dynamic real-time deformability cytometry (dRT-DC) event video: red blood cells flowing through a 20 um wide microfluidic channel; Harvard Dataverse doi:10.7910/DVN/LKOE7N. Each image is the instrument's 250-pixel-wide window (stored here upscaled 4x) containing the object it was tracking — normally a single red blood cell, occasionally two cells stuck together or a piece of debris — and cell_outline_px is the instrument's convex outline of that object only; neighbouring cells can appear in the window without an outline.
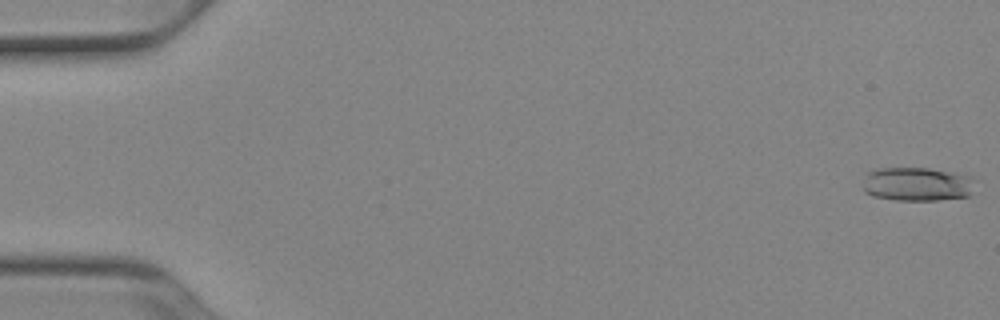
{"species": "Egyptian fruit bat (a non-hibernating species)", "species_latin": "Rousettus aegyptiacus", "temperature_condition": "cold", "stored_images_in_passage": 40, "camera_frame_rate_fps": 3000, "um_per_image_px": 0.085, "animal": {"sex": "female"}, "frame": {"image": 1, "passage_image": 1, "time_ms": 0.0, "image_size_px": [1000, 320], "cell_outline_px": [[976, 180], [968, 196], [940, 200], [896, 200], [872, 196], [864, 192], [864, 188], [868, 172], [876, 168], [928, 168], [972, 176]], "centroid_in_image_um": [77.97, 15.65], "position_along_channel_um": 7.0, "area_um2": 22.08}}
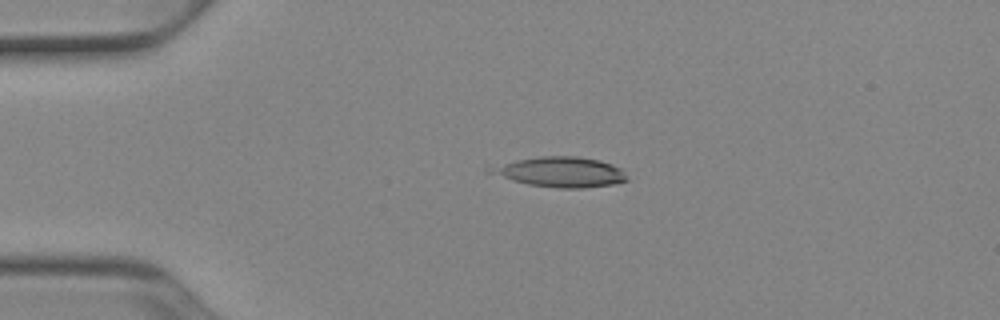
{"frame": {"image": 2, "passage_image": 12, "time_ms": 3.667, "image_size_px": [1000, 320], "cell_outline_px": [[628, 180], [612, 184], [584, 188], [560, 188], [528, 184], [512, 180], [484, 172], [488, 168], [516, 160], [540, 156], [576, 156], [600, 160], [612, 164], [620, 168], [624, 172]], "centroid_in_image_um": [47.63, 14.61], "position_along_channel_um": 37.4, "area_um2": 23.81}}
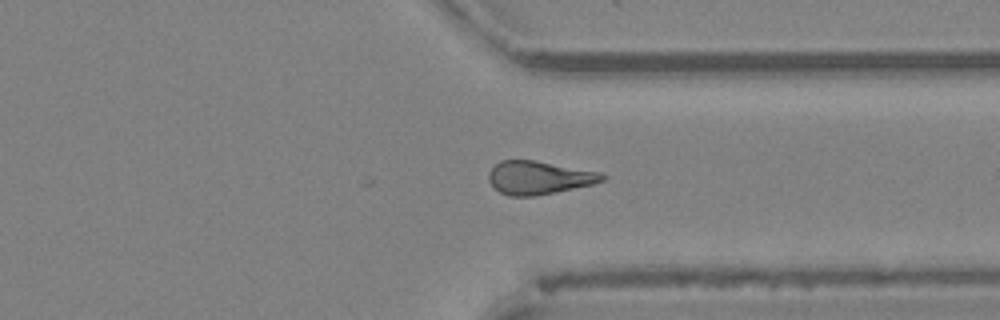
{"frame": {"image": 3, "passage_image": 40, "time_ms": 13.0, "image_size_px": [1000, 320], "cell_outline_px": [[608, 176], [604, 180], [596, 184], [536, 196], [508, 196], [500, 192], [488, 180], [488, 172], [500, 160], [536, 160], [600, 172]], "centroid_in_image_um": [45.84, 15.1], "position_along_channel_um": 365.6, "area_um2": 22.2}}